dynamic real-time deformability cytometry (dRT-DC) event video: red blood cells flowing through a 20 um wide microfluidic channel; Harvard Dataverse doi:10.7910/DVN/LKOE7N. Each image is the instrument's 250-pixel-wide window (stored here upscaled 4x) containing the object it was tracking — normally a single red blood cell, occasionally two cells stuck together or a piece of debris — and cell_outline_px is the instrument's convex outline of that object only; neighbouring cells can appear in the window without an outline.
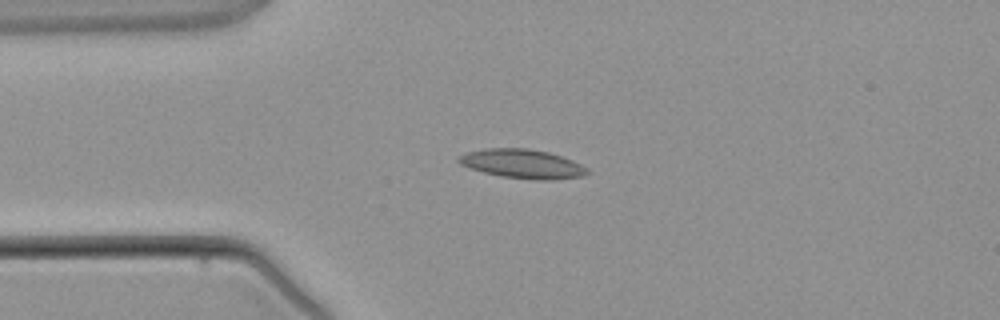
{"species": "common noctule bat (a hibernating species)", "species_latin": "Nyctalus noctula", "temperature_condition": "warm", "stored_images_in_passage": 2, "camera_frame_rate_fps": 3000, "um_per_image_px": 0.085, "animal": {"sex": "male", "body_mass_g": 21.5, "forearm_length_mm": 52.0}, "frame": {"image": 1, "passage_image": 2, "time_ms": 1.0, "image_size_px": [1000, 320], "cell_outline_px": [[592, 172], [584, 176], [552, 180], [536, 180], [500, 176], [468, 168], [460, 164], [456, 160], [460, 156], [468, 152], [484, 148], [528, 148], [548, 152], [572, 160], [588, 168]], "centroid_in_image_um": [44.42, 13.93], "position_along_channel_um": 40.6, "area_um2": 21.91}}